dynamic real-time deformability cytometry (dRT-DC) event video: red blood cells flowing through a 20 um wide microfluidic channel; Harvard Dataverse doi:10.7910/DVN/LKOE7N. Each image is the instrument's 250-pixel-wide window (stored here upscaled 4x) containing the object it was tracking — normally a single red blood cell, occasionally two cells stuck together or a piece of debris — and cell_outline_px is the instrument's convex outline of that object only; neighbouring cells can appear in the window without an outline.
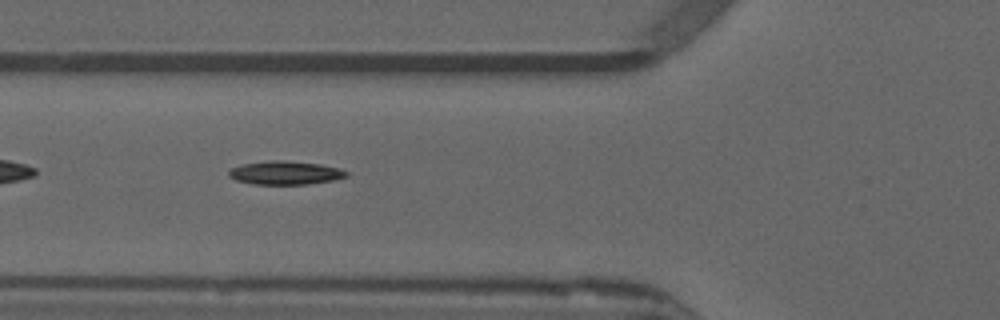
{"species": "common noctule bat (a hibernating species)", "species_latin": "Nyctalus noctula", "temperature_condition": "warm", "stored_images_in_passage": 39, "camera_frame_rate_fps": 3000, "um_per_image_px": 0.085, "animal": {"sex": "male", "forearm_length_mm": 52.5}, "frame": {"image": 1, "passage_image": 6, "time_ms": 1.667, "image_size_px": [1000, 320], "cell_outline_px": [[348, 176], [332, 180], [308, 184], [252, 184], [236, 180], [228, 176], [228, 172], [232, 168], [240, 164], [268, 160], [284, 160], [320, 164], [340, 168], [348, 172]], "centroid_in_image_um": [24.23, 14.68], "position_along_channel_um": 101.6, "area_um2": 16.18}, "authors_computed_cell_mechanics": {"area_um2": 15.4904, "velocity_mm_per_s": 3.8845, "shape_relaxation_time_tau1_ms": 7.0048, "shape_relaxation_time_tau2_ms": 6.5899, "deformation_change_tau1": 0.2326, "deformation_change_tau2": 0.1537}}